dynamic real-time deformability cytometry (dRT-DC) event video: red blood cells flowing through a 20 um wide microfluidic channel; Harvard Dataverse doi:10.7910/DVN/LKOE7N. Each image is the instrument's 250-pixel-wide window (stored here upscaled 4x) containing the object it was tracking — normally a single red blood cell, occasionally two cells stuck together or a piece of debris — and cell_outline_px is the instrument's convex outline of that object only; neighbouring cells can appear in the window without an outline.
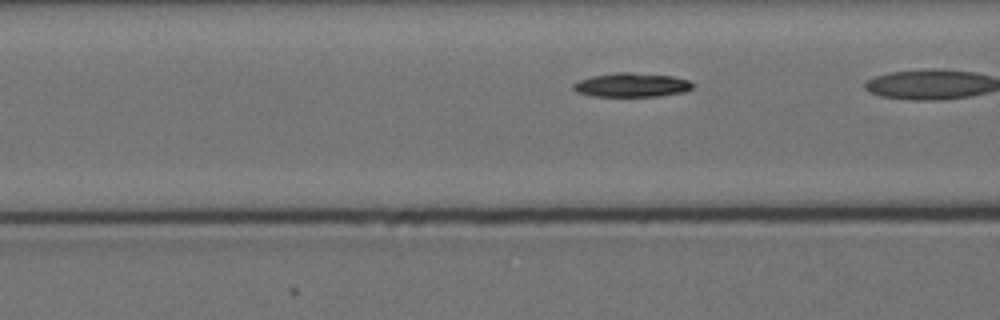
{"species": "Egyptian fruit bat (a non-hibernating species)", "species_latin": "Rousettus aegyptiacus", "temperature_condition": "cold", "stored_images_in_passage": 13, "camera_frame_rate_fps": 3000, "um_per_image_px": 0.085, "animal": {"sex": "female"}, "frame": {"image": 1, "passage_image": 8, "time_ms": 2.333, "image_size_px": [1000, 320], "cell_outline_px": [[696, 84], [692, 88], [684, 92], [660, 96], [592, 96], [576, 92], [572, 88], [572, 84], [580, 80], [592, 76], [616, 72], [632, 72], [672, 76], [688, 80]], "centroid_in_image_um": [53.7, 7.22], "position_along_channel_um": 112.9, "area_um2": 16.82}}